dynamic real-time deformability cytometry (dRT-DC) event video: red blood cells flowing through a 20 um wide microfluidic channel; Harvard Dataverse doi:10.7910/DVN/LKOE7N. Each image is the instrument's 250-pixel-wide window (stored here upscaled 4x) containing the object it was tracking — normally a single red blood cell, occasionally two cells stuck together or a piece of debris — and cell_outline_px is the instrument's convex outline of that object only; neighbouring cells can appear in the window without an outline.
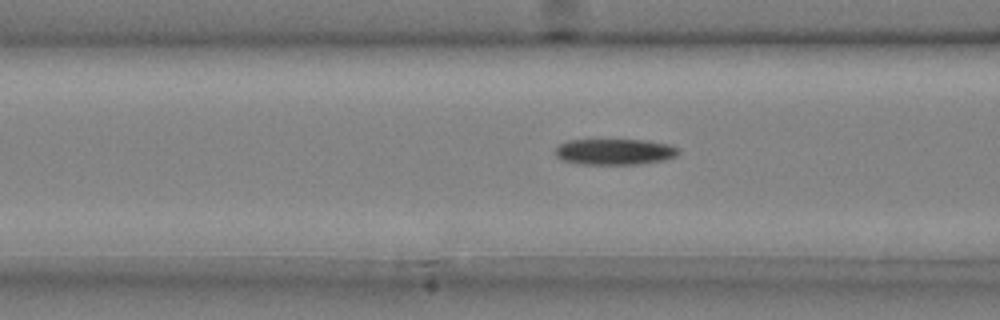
{"species": "common noctule bat (a hibernating species)", "species_latin": "Nyctalus noctula", "temperature_condition": "cold", "stored_images_in_passage": 33, "camera_frame_rate_fps": 3000, "um_per_image_px": 0.085, "animal": {"sex": "male", "body_mass_g": 20.4}, "frame": {"image": 1, "passage_image": 5, "time_ms": 1.333, "image_size_px": [1000, 320], "cell_outline_px": [[680, 152], [676, 156], [664, 160], [640, 164], [580, 164], [560, 160], [556, 156], [556, 148], [560, 144], [568, 140], [648, 140], [668, 144], [680, 148]], "centroid_in_image_um": [52.27, 12.9], "position_along_channel_um": 114.3, "area_um2": 18.79}}
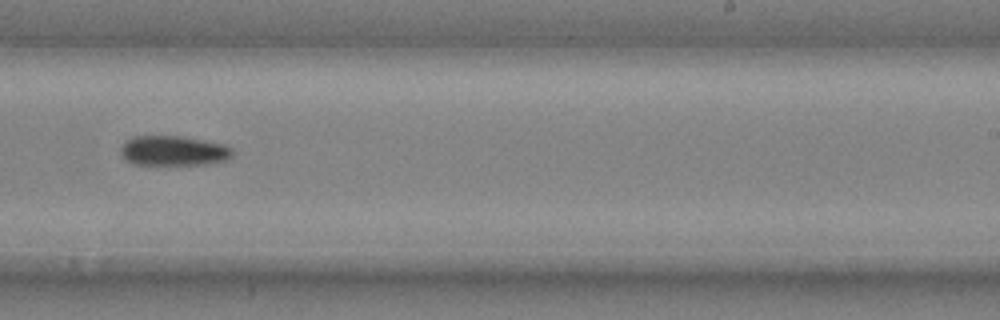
{"frame": {"image": 2, "passage_image": 17, "time_ms": 5.333, "image_size_px": [1000, 320], "cell_outline_px": [[232, 156], [224, 160], [212, 164], [132, 164], [124, 160], [120, 156], [120, 148], [124, 140], [132, 136], [180, 136], [224, 144], [232, 148]], "centroid_in_image_um": [14.68, 12.81], "position_along_channel_um": 274.3, "area_um2": 19.65}}
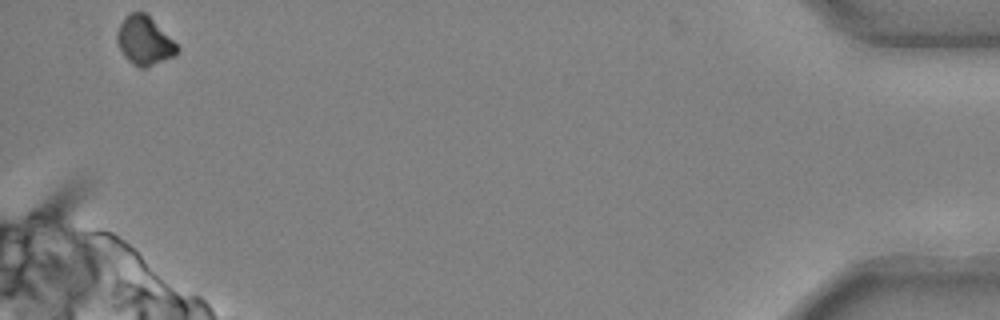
{"frame": {"image": 3, "passage_image": 33, "time_ms": 10.667, "image_size_px": [1000, 320], "cell_outline_px": [[180, 48], [176, 56], [144, 68], [140, 68], [132, 64], [124, 56], [116, 40], [116, 32], [120, 24], [128, 12], [144, 12]], "centroid_in_image_um": [12.25, 3.48], "position_along_channel_um": 422.9, "area_um2": 16.82}, "authors_computed_cell_mechanics": {"area_um2": 19.0162, "velocity_mm_per_s": 3.9995, "shape_relaxation_time_tau1_ms": 3.1768, "shape_relaxation_time_tau2_ms": 4.949, "deformation_change_tau1": 0.0937, "deformation_change_tau2": 0.0855}}